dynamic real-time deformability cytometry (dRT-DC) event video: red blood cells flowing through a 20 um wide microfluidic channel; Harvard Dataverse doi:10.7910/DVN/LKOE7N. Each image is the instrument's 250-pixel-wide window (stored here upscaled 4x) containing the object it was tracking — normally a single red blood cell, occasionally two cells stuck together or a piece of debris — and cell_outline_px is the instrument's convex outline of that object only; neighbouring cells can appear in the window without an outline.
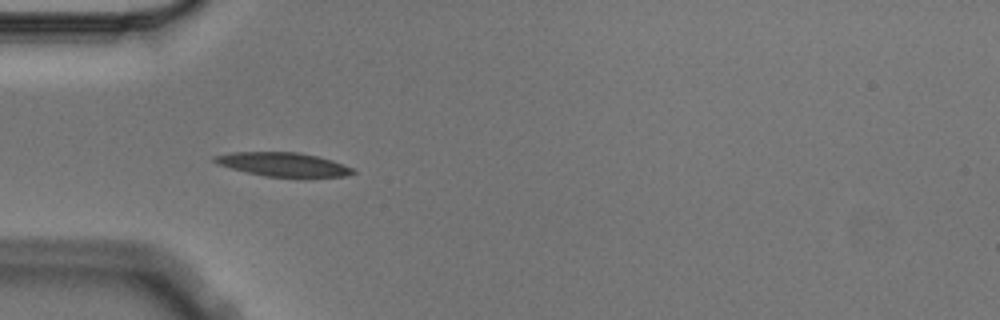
{"species": "Egyptian fruit bat (a non-hibernating species)", "species_latin": "Rousettus aegyptiacus", "temperature_condition": "cold", "stored_images_in_passage": 10, "camera_frame_rate_fps": 3000, "um_per_image_px": 0.085, "animal": {"sex": "male"}, "frame": {"image": 1, "passage_image": 4, "time_ms": 1.0, "image_size_px": [1000, 320], "cell_outline_px": [[356, 172], [348, 176], [312, 180], [264, 176], [216, 164], [212, 160], [212, 156], [232, 152], [296, 152], [316, 156], [332, 160], [352, 168]], "centroid_in_image_um": [24.15, 14.03], "position_along_channel_um": 60.9, "area_um2": 20.06}}
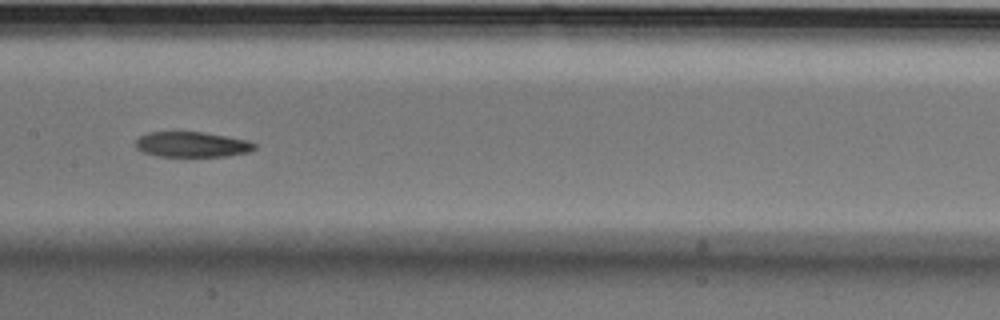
{"frame": {"image": 2, "passage_image": 7, "time_ms": 2.0, "image_size_px": [1000, 320], "cell_outline_px": [[256, 148], [248, 152], [228, 156], [156, 156], [144, 152], [136, 148], [136, 140], [140, 136], [148, 132], [204, 132], [248, 140], [256, 144]], "centroid_in_image_um": [16.33, 12.28], "position_along_channel_um": 191.1, "area_um2": 17.51}}
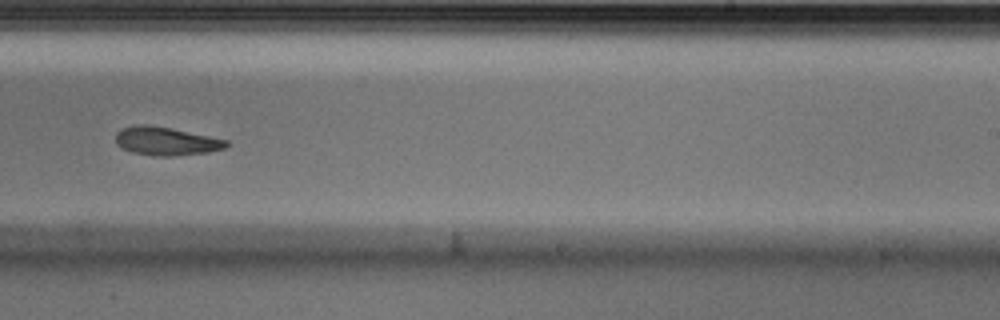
{"frame": {"image": 3, "passage_image": 9, "time_ms": 2.667, "image_size_px": [1000, 320], "cell_outline_px": [[232, 144], [224, 148], [208, 152], [172, 156], [152, 156], [132, 152], [120, 148], [116, 144], [116, 132], [124, 128], [136, 124], [144, 124], [168, 128], [228, 140]], "centroid_in_image_um": [14.1, 12.01], "position_along_channel_um": 274.9, "area_um2": 18.21}}